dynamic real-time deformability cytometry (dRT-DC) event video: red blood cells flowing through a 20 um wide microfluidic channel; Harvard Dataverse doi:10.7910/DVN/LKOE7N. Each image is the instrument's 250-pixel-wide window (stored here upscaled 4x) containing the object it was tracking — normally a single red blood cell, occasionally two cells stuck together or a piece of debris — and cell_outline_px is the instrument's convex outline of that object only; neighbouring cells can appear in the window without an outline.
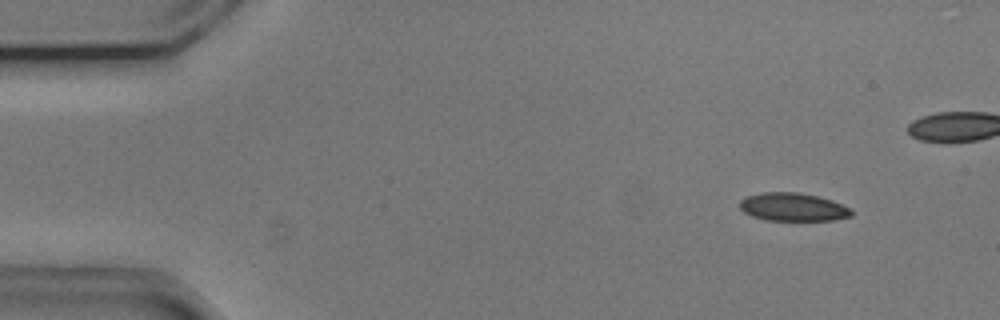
{"species": "common noctule bat (a hibernating species)", "species_latin": "Nyctalus noctula", "temperature_condition": "cold", "stored_images_in_passage": 48, "camera_frame_rate_fps": 3000, "um_per_image_px": 0.085, "animal": {"sex": "male", "body_mass_g": 20.5, "forearm_length_mm": 52.5}, "frame": {"image": 1, "passage_image": 6, "time_ms": 1.667, "image_size_px": [1000, 320], "cell_outline_px": [[852, 216], [836, 220], [764, 220], [752, 216], [744, 212], [740, 208], [740, 200], [744, 196], [760, 192], [800, 192], [832, 200], [848, 208], [852, 212]], "centroid_in_image_um": [67.35, 17.59], "position_along_channel_um": 17.6, "area_um2": 18.38}}
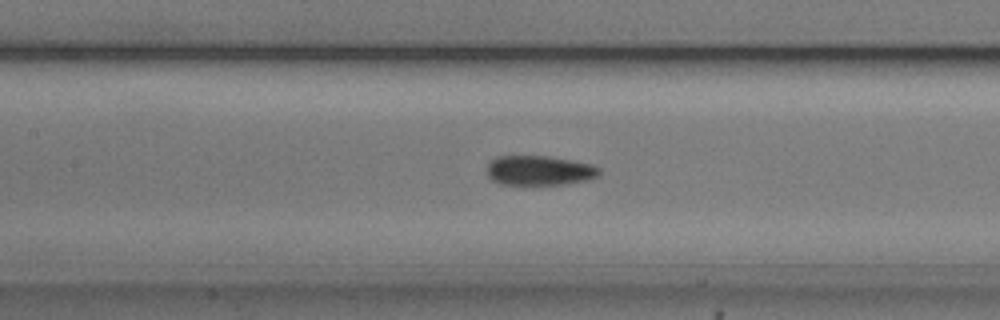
{"frame": {"image": 2, "passage_image": 25, "time_ms": 8.0, "image_size_px": [1000, 320], "cell_outline_px": [[600, 176], [588, 180], [564, 184], [500, 184], [492, 180], [488, 176], [488, 164], [496, 156], [548, 156], [572, 160], [592, 164], [600, 168]], "centroid_in_image_um": [45.88, 14.49], "position_along_channel_um": 161.5, "area_um2": 19.48}}
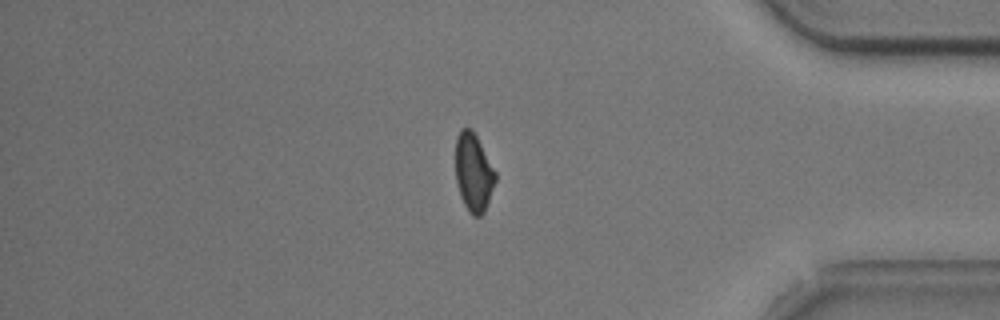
{"frame": {"image": 3, "passage_image": 46, "time_ms": 15.0, "image_size_px": [1000, 320], "cell_outline_px": [[496, 180], [484, 212], [480, 216], [472, 216], [468, 212], [460, 196], [456, 180], [456, 136], [460, 128], [472, 128], [496, 172]], "centroid_in_image_um": [40.24, 14.65], "position_along_channel_um": 395.0, "area_um2": 18.15}, "authors_computed_cell_mechanics": {"area_um2": 19.5364, "velocity_mm_per_s": 3.7431, "shape_relaxation_time_tau1_ms": 5.0274, "shape_relaxation_time_tau2_ms": 3.8475, "deformation_change_tau1": 0.1135, "deformation_change_tau2": 0.0995}}